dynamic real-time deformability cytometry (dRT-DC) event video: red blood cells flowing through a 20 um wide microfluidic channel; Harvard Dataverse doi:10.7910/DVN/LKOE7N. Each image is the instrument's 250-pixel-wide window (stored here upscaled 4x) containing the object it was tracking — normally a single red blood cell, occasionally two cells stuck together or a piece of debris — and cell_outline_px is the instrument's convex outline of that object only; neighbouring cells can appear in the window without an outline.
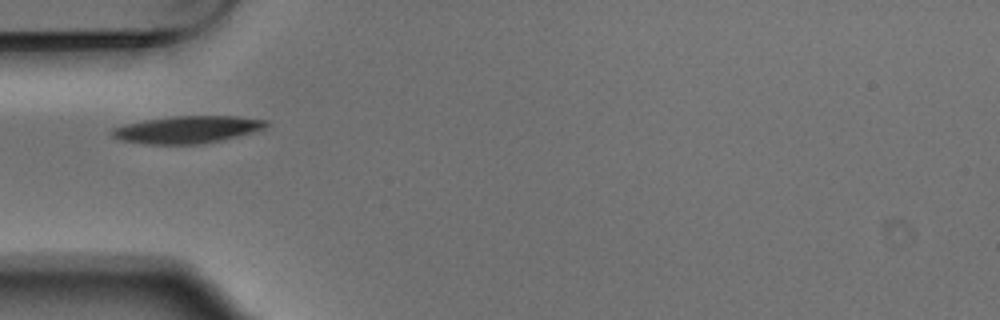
{"species": "Egyptian fruit bat (a non-hibernating species)", "species_latin": "Rousettus aegyptiacus", "temperature_condition": "warm", "stored_images_in_passage": 1, "camera_frame_rate_fps": 3000, "um_per_image_px": 0.085, "animal": {"sex": "male"}, "frame": {"image": 1, "passage_image": 1, "time_ms": 0.0, "image_size_px": [1000, 320], "cell_outline_px": [[268, 124], [264, 128], [252, 132], [224, 140], [204, 144], [148, 144], [120, 140], [112, 136], [108, 132], [112, 128], [144, 120], [172, 116], [240, 116], [268, 120]], "centroid_in_image_um": [15.93, 11.01], "position_along_channel_um": 69.1, "area_um2": 24.62}}